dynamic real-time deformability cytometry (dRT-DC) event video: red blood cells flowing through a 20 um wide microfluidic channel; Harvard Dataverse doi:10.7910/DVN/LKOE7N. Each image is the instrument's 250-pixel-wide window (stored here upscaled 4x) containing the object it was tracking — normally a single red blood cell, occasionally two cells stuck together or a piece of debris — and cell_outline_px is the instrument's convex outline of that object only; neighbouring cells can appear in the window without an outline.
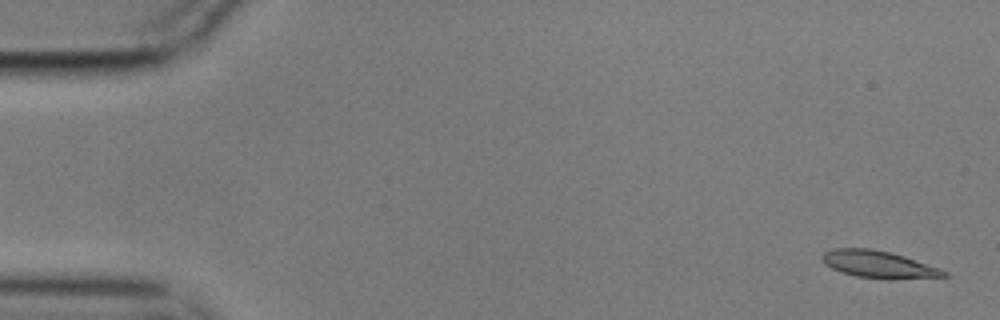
{"species": "common noctule bat (a hibernating species)", "species_latin": "Nyctalus noctula", "temperature_condition": "cold", "stored_images_in_passage": 5, "camera_frame_rate_fps": 3000, "um_per_image_px": 0.085, "animal": {"sex": "male", "body_mass_g": 17.9}, "frame": {"image": 1, "passage_image": 1, "time_ms": 0.0, "image_size_px": [1000, 320], "cell_outline_px": [[948, 276], [888, 280], [856, 276], [840, 272], [824, 264], [820, 256], [824, 252], [832, 248], [872, 248], [892, 252], [940, 268], [948, 272]], "centroid_in_image_um": [74.66, 22.47], "position_along_channel_um": 10.3, "area_um2": 19.59}}
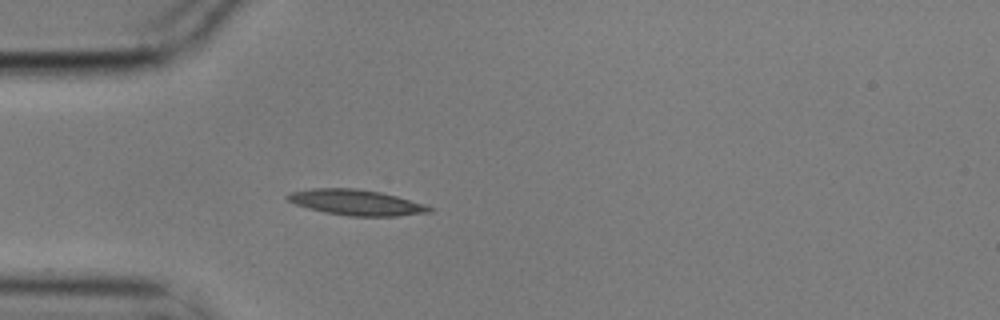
{"frame": {"image": 2, "passage_image": 5, "time_ms": 1.333, "image_size_px": [1000, 320], "cell_outline_px": [[432, 212], [396, 216], [348, 216], [324, 212], [308, 208], [296, 204], [288, 200], [284, 196], [288, 192], [312, 188], [356, 188], [380, 192], [396, 196], [424, 204], [432, 208]], "centroid_in_image_um": [30.23, 17.2], "position_along_channel_um": 54.8, "area_um2": 21.15}}